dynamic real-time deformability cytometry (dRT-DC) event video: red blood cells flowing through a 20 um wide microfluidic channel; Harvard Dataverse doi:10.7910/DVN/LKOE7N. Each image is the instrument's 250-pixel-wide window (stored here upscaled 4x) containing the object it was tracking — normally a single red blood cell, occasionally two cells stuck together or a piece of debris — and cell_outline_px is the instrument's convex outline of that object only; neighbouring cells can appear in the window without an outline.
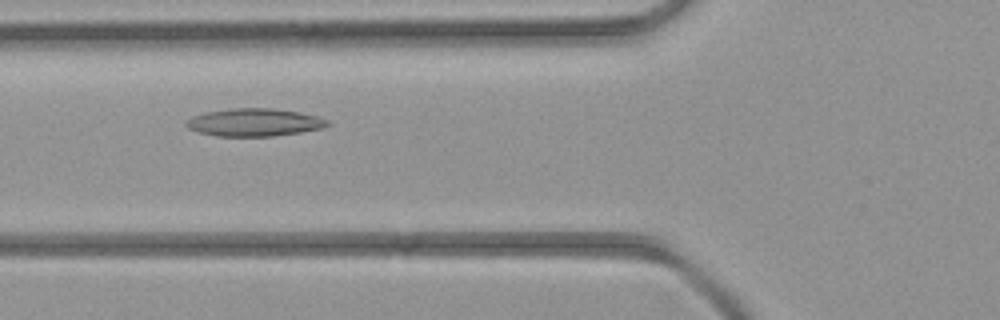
{"species": "common noctule bat (a hibernating species)", "species_latin": "Nyctalus noctula", "temperature_condition": "room temperature", "stored_images_in_passage": 4, "camera_frame_rate_fps": 3000, "um_per_image_px": 0.085, "animal": {"sex": "female", "body_mass_g": 21.9}, "frame": {"image": 1, "passage_image": 3, "time_ms": 2.333, "image_size_px": [1000, 320], "cell_outline_px": [[332, 124], [324, 128], [300, 132], [272, 136], [216, 136], [200, 132], [188, 128], [184, 124], [184, 120], [192, 116], [208, 112], [232, 108], [272, 108], [300, 112], [316, 116], [328, 120]], "centroid_in_image_um": [21.62, 10.4], "position_along_channel_um": 104.2, "area_um2": 22.89}}
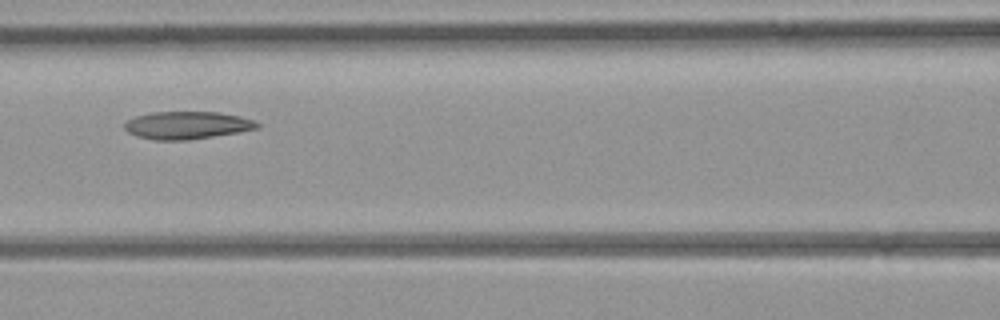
{"frame": {"image": 2, "passage_image": 4, "time_ms": 3.333, "image_size_px": [1000, 320], "cell_outline_px": [[260, 128], [188, 140], [156, 140], [136, 136], [128, 132], [124, 128], [124, 124], [128, 120], [136, 116], [152, 112], [220, 112], [240, 116], [256, 120], [260, 124]], "centroid_in_image_um": [15.91, 10.64], "position_along_channel_um": 150.7, "area_um2": 21.33}}